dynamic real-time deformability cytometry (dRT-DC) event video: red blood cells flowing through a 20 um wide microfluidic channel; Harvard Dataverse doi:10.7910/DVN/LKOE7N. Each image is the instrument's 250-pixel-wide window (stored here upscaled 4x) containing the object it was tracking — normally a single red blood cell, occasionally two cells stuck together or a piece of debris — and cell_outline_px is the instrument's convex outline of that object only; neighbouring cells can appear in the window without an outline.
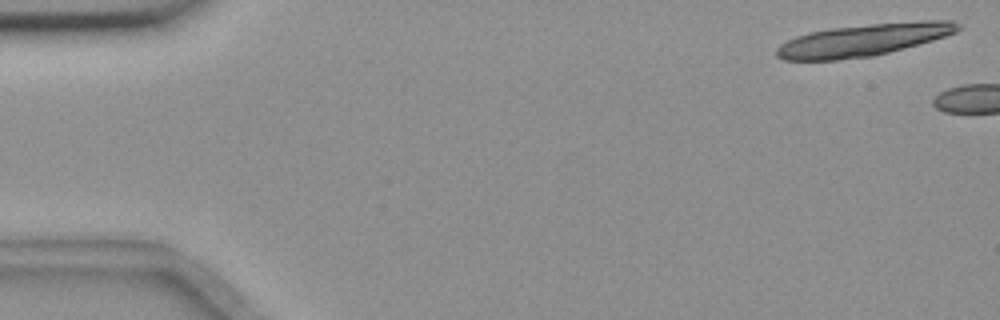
{"species": "common noctule bat (a hibernating species)", "species_latin": "Nyctalus noctula", "temperature_condition": "room temperature", "stored_images_in_passage": 5, "camera_frame_rate_fps": 3000, "um_per_image_px": 0.085, "animal": {"sex": "female", "body_mass_g": 18.4}, "frame": {"image": 1, "passage_image": 2, "time_ms": 0.333, "image_size_px": [1000, 320], "cell_outline_px": [[960, 28], [956, 32], [932, 40], [888, 52], [872, 56], [836, 60], [784, 60], [776, 56], [776, 48], [780, 44], [796, 36], [812, 32], [832, 28], [872, 24], [924, 20], [952, 20], [960, 24]], "centroid_in_image_um": [73.37, 3.4], "position_along_channel_um": 11.6, "area_um2": 33.64}}